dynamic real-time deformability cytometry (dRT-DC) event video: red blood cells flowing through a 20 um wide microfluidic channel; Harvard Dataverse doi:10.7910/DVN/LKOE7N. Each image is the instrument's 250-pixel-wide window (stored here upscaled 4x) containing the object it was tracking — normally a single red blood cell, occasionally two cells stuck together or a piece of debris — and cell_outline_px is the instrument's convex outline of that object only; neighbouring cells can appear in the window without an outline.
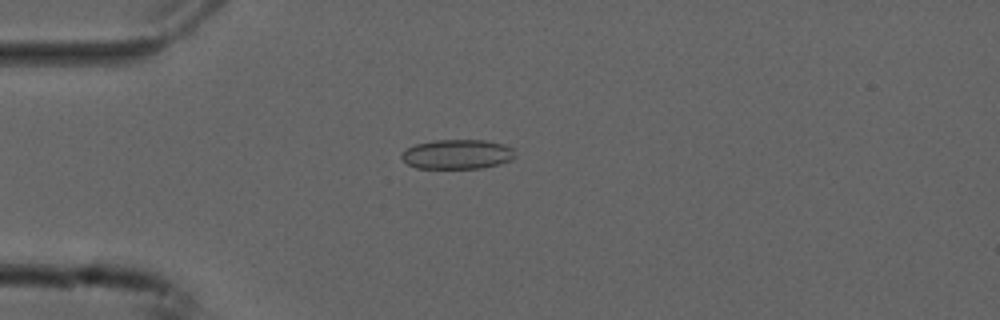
{"species": "common noctule bat (a hibernating species)", "species_latin": "Nyctalus noctula", "temperature_condition": "cold", "stored_images_in_passage": 45, "camera_frame_rate_fps": 3000, "um_per_image_px": 0.085, "animal": {"sex": "male", "forearm_length_mm": 52.5}, "frame": {"image": 1, "passage_image": 5, "time_ms": 1.333, "image_size_px": [1000, 320], "cell_outline_px": [[516, 156], [512, 160], [500, 164], [480, 168], [416, 168], [408, 164], [400, 156], [400, 152], [416, 144], [436, 140], [484, 140], [504, 144], [512, 148], [516, 152]], "centroid_in_image_um": [38.89, 13.11], "position_along_channel_um": 46.1, "area_um2": 19.65}}
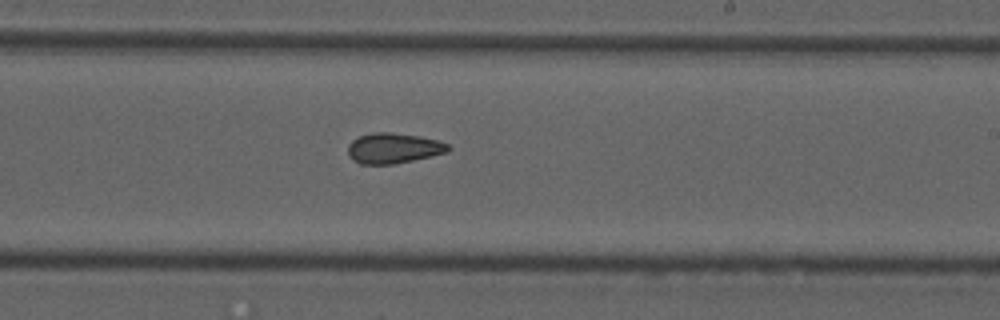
{"frame": {"image": 2, "passage_image": 23, "time_ms": 7.333, "image_size_px": [1000, 320], "cell_outline_px": [[452, 148], [448, 152], [432, 156], [392, 164], [360, 164], [352, 160], [348, 156], [348, 144], [352, 140], [360, 136], [372, 132], [392, 132], [420, 136], [440, 140], [448, 144]], "centroid_in_image_um": [33.45, 12.59], "position_along_channel_um": 255.5, "area_um2": 17.98}}
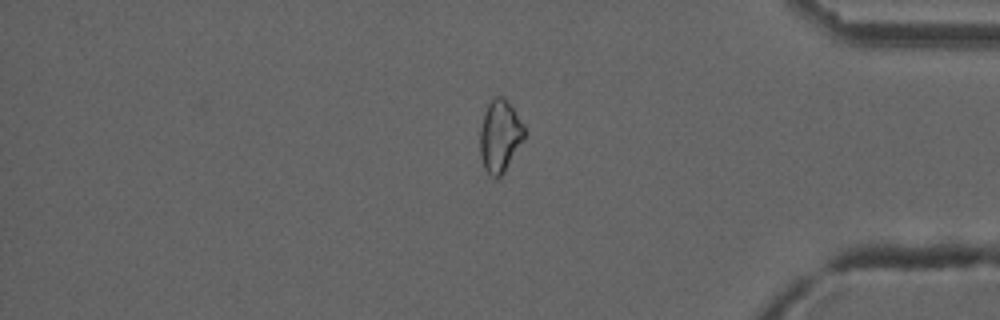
{"frame": {"image": 3, "passage_image": 36, "time_ms": 11.667, "image_size_px": [1000, 320], "cell_outline_px": [[528, 132], [504, 172], [496, 180], [484, 168], [480, 156], [480, 128], [488, 104], [496, 96], [504, 96], [524, 124]], "centroid_in_image_um": [42.51, 11.57], "position_along_channel_um": 392.7, "area_um2": 18.67}, "authors_computed_cell_mechanics": {"area_um2": 18.3804, "velocity_mm_per_s": 3.7649, "shape_relaxation_time_tau1_ms": null, "shape_relaxation_time_tau2_ms": 4.5749, "deformation_change_tau1": null, "deformation_change_tau2": 0.095}}